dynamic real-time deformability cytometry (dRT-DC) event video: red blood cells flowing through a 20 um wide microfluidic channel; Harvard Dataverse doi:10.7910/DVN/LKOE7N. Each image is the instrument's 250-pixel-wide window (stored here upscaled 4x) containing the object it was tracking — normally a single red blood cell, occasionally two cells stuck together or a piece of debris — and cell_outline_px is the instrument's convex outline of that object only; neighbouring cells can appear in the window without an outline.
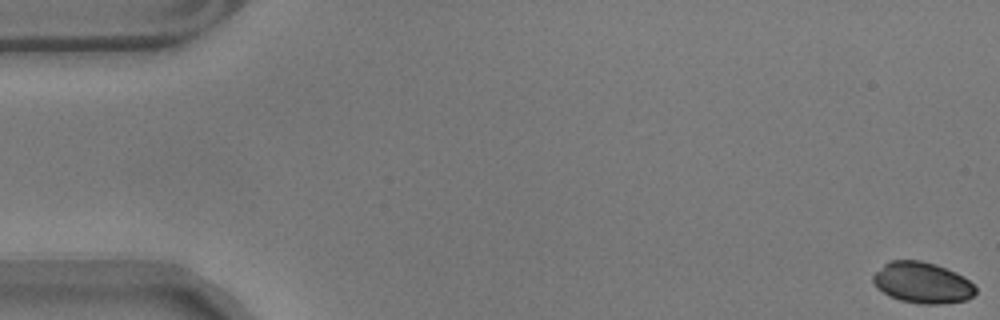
{"species": "common noctule bat (a hibernating species)", "species_latin": "Nyctalus noctula", "temperature_condition": "warm", "stored_images_in_passage": 9, "camera_frame_rate_fps": 3000, "um_per_image_px": 0.085, "animal": {"sex": "male", "body_mass_g": 17.9}, "frame": {"image": 1, "passage_image": 1, "time_ms": 0.0, "image_size_px": [1000, 320], "cell_outline_px": [[976, 292], [968, 300], [940, 304], [920, 304], [900, 300], [888, 296], [876, 288], [872, 280], [872, 276], [884, 264], [892, 260], [920, 260], [936, 264], [956, 272], [964, 276], [976, 288]], "centroid_in_image_um": [78.39, 24.03], "position_along_channel_um": 6.6, "area_um2": 24.68}}